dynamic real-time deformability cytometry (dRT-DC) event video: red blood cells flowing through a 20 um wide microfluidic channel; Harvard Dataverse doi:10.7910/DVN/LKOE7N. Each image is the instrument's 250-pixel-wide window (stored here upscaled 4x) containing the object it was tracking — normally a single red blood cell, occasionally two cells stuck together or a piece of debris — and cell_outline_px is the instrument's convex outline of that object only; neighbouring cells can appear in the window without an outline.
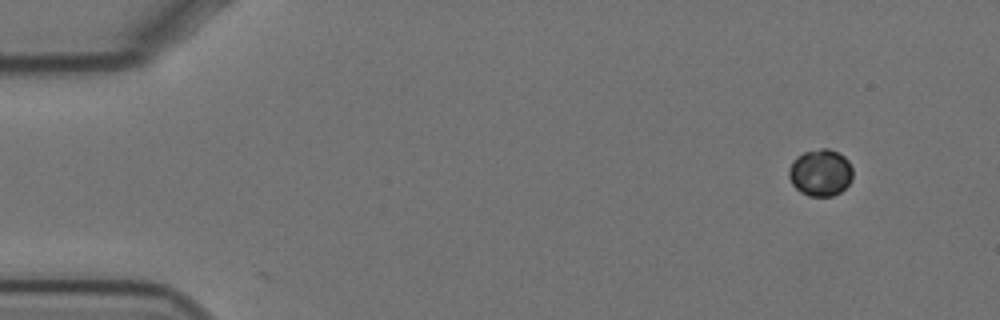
{"species": "Egyptian fruit bat (a non-hibernating species)", "species_latin": "Rousettus aegyptiacus", "temperature_condition": "cold", "stored_images_in_passage": 3, "camera_frame_rate_fps": 3000, "um_per_image_px": 0.085, "animal": {"sex": "female"}, "frame": {"image": 1, "passage_image": 1, "time_ms": 0.0, "image_size_px": [1000, 320], "cell_outline_px": [[852, 180], [840, 192], [832, 196], [808, 196], [800, 192], [792, 184], [788, 176], [788, 168], [792, 160], [796, 156], [804, 152], [820, 148], [828, 148], [844, 156], [848, 160], [852, 168]], "centroid_in_image_um": [69.71, 14.67], "position_along_channel_um": 15.3, "area_um2": 17.63}}